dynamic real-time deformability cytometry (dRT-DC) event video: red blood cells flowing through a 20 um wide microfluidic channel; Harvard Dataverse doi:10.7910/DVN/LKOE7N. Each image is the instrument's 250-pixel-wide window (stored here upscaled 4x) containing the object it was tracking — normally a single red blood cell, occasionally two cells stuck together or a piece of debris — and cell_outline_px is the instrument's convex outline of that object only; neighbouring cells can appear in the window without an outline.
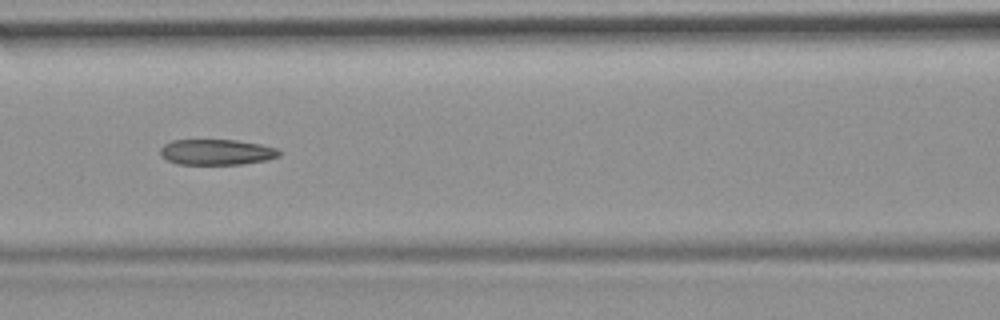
{"species": "common noctule bat (a hibernating species)", "species_latin": "Nyctalus noctula", "temperature_condition": "room temperature", "stored_images_in_passage": 37, "camera_frame_rate_fps": 3000, "um_per_image_px": 0.085, "animal": {"sex": "female", "body_mass_g": 19.9}, "frame": {"image": 1, "passage_image": 11, "time_ms": 3.333, "image_size_px": [1000, 320], "cell_outline_px": [[280, 156], [268, 160], [244, 164], [176, 164], [160, 156], [160, 148], [164, 144], [172, 140], [236, 140], [260, 144], [276, 148], [280, 152]], "centroid_in_image_um": [18.4, 12.93], "position_along_channel_um": 148.2, "area_um2": 17.86}, "authors_computed_cell_mechanics": {"area_um2": 18.4382, "velocity_mm_per_s": 3.7724, "shape_relaxation_time_tau1_ms": null, "shape_relaxation_time_tau2_ms": 7.015, "deformation_change_tau1": null, "deformation_change_tau2": 0.1443}}